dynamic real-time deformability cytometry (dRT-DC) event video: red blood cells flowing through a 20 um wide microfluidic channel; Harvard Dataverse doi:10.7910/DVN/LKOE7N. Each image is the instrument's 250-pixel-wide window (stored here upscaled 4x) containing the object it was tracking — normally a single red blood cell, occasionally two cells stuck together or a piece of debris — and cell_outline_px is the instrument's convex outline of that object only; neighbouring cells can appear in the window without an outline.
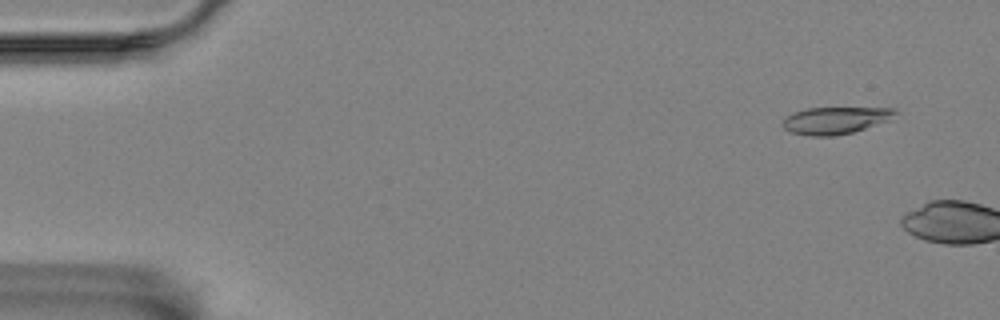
{"species": "Egyptian fruit bat (a non-hibernating species)", "species_latin": "Rousettus aegyptiacus", "temperature_condition": "room temperature", "stored_images_in_passage": 7, "camera_frame_rate_fps": 3000, "um_per_image_px": 0.085, "animal": {"sex": "female"}, "frame": {"image": 1, "passage_image": 4, "time_ms": 1.0, "image_size_px": [1000, 320], "cell_outline_px": [[896, 112], [888, 120], [852, 132], [832, 136], [812, 136], [788, 132], [780, 124], [792, 112], [808, 108], [896, 108]], "centroid_in_image_um": [70.93, 10.23], "position_along_channel_um": 14.1, "area_um2": 17.51}}